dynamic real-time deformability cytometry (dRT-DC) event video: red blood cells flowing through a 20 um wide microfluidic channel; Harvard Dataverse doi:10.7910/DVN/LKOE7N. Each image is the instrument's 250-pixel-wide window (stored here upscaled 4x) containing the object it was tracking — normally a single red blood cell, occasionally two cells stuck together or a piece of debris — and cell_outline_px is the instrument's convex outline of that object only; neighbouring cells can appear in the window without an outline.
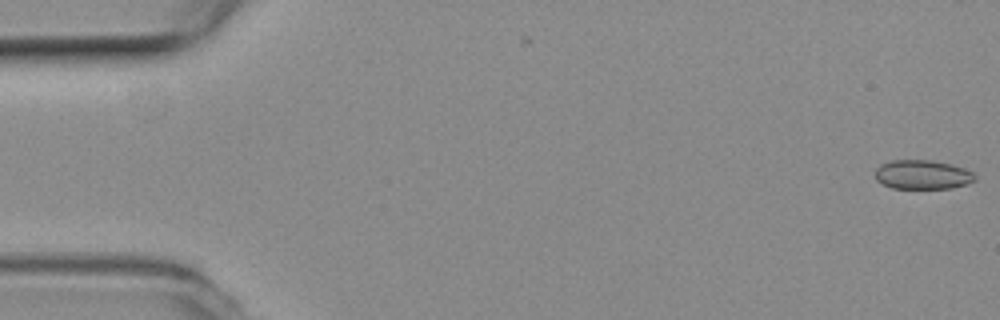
{"species": "common noctule bat (a hibernating species)", "species_latin": "Nyctalus noctula", "temperature_condition": "room temperature", "stored_images_in_passage": 10, "camera_frame_rate_fps": 3000, "um_per_image_px": 0.085, "animal": {"sex": "female", "body_mass_g": 19.3, "forearm_length_mm": 54.1}, "frame": {"image": 1, "passage_image": 1, "time_ms": 0.0, "image_size_px": [1000, 320], "cell_outline_px": [[976, 180], [968, 184], [952, 188], [892, 188], [876, 180], [876, 168], [880, 164], [892, 160], [932, 160], [952, 164], [964, 168], [972, 172], [976, 176]], "centroid_in_image_um": [78.44, 14.84], "position_along_channel_um": 6.6, "area_um2": 17.05}}
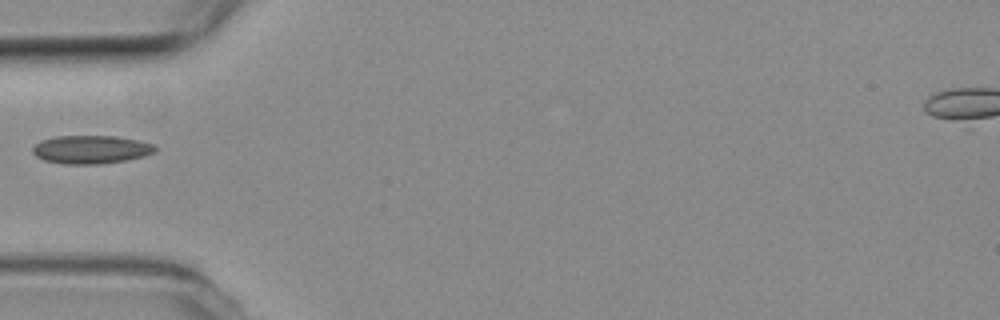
{"frame": {"image": 2, "passage_image": 7, "time_ms": 2.0, "image_size_px": [1000, 320], "cell_outline_px": [[156, 148], [152, 152], [144, 156], [124, 160], [100, 164], [64, 164], [44, 160], [36, 156], [32, 152], [32, 148], [40, 140], [56, 136], [116, 136], [136, 140], [152, 144]], "centroid_in_image_um": [7.67, 12.7], "position_along_channel_um": 77.3, "area_um2": 20.0}}
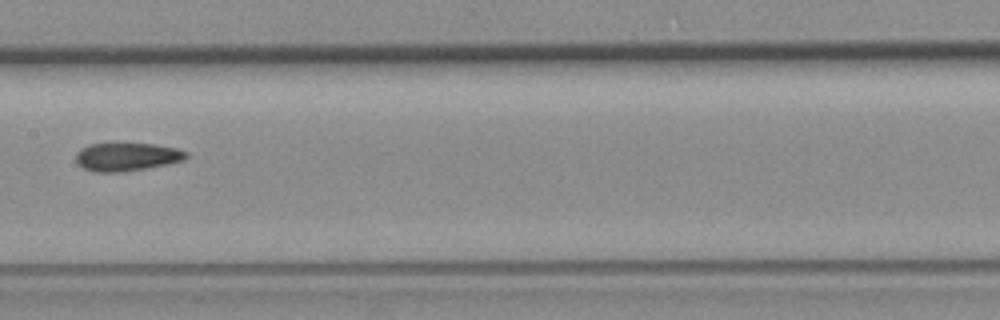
{"frame": {"image": 3, "passage_image": 10, "time_ms": 3.0, "image_size_px": [1000, 320], "cell_outline_px": [[188, 156], [184, 160], [168, 164], [124, 172], [92, 172], [84, 168], [76, 160], [76, 152], [80, 148], [88, 144], [152, 144], [176, 148], [188, 152]], "centroid_in_image_um": [10.78, 13.34], "position_along_channel_um": 196.6, "area_um2": 18.09}}